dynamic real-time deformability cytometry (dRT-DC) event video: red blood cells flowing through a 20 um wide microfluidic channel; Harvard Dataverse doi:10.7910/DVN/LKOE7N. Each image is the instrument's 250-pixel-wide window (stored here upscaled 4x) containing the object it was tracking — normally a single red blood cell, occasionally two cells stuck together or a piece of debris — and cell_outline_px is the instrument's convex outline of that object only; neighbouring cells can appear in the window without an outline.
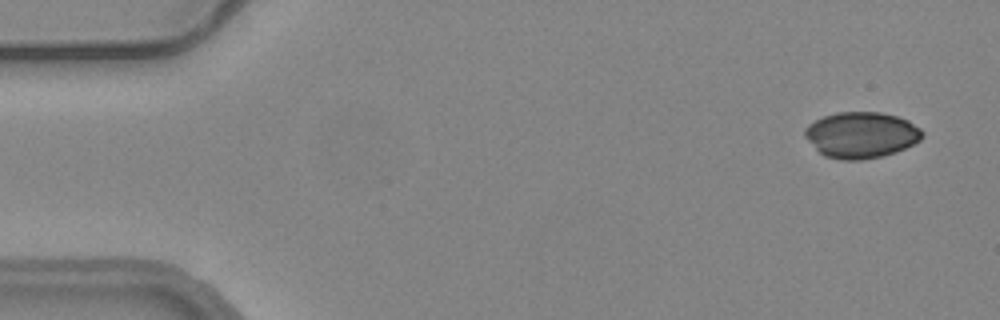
{"species": "common noctule bat (a hibernating species)", "species_latin": "Nyctalus noctula", "temperature_condition": "warm", "stored_images_in_passage": 26, "camera_frame_rate_fps": 3000, "um_per_image_px": 0.085, "animal": {"sex": "female", "body_mass_g": 24.6, "forearm_length_mm": 56.2}, "frame": {"image": 1, "passage_image": 1, "time_ms": 0.0, "image_size_px": [1000, 320], "cell_outline_px": [[924, 136], [920, 140], [896, 152], [880, 156], [860, 160], [844, 160], [824, 156], [804, 136], [804, 128], [808, 124], [824, 116], [836, 112], [880, 112], [896, 116], [908, 120], [920, 128], [924, 132]], "centroid_in_image_um": [73.21, 11.46], "position_along_channel_um": 11.8, "area_um2": 31.44}}
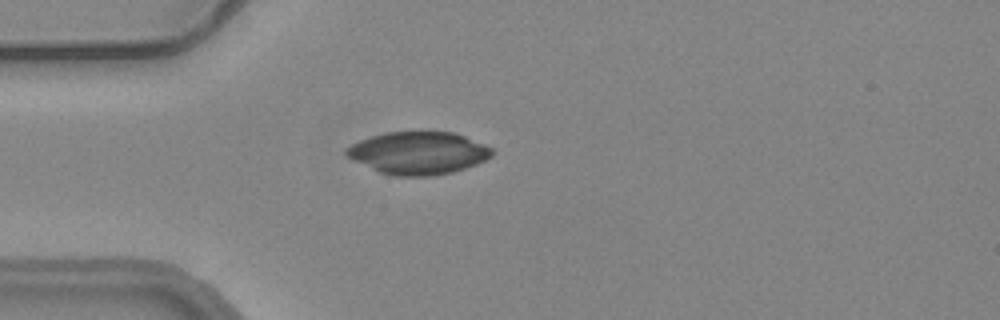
{"frame": {"image": 2, "passage_image": 13, "time_ms": 4.0, "image_size_px": [1000, 320], "cell_outline_px": [[492, 156], [476, 164], [452, 172], [432, 176], [392, 176], [380, 172], [348, 156], [344, 152], [344, 148], [360, 140], [384, 132], [452, 132], [464, 136], [484, 144], [492, 148]], "centroid_in_image_um": [35.55, 13.0], "position_along_channel_um": 49.4, "area_um2": 35.72}}